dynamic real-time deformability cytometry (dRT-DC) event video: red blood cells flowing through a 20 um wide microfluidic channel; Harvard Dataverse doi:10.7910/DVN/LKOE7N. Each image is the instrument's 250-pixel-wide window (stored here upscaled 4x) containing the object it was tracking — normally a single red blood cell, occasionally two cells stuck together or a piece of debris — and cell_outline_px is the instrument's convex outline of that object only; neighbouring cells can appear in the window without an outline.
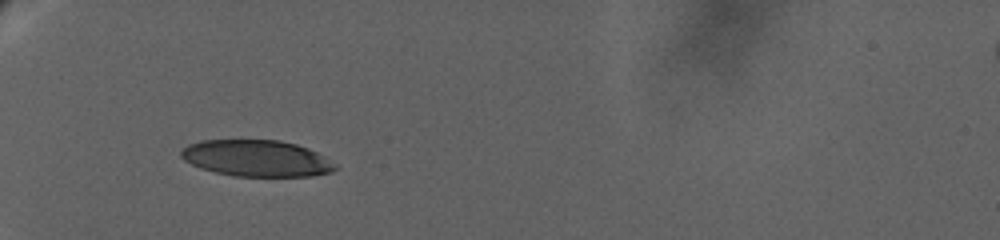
{"species": "human", "species_latin": "Homo sapiens", "temperature_condition": "warm", "stored_images_in_passage": 58, "camera_frame_rate_fps": 3000, "um_per_image_px": 0.085, "donor": {"sex": "female"}, "frame": {"image": 1, "passage_image": 1, "time_ms": 0.0, "image_size_px": [1000, 240], "cell_outline_px": [[336, 168], [332, 172], [312, 176], [236, 176], [216, 172], [200, 168], [184, 160], [180, 156], [180, 152], [188, 144], [200, 140], [280, 140], [296, 144], [308, 148], [324, 156], [336, 164]], "centroid_in_image_um": [21.81, 13.45], "position_along_channel_um": 63.2, "area_um2": 32.71}}
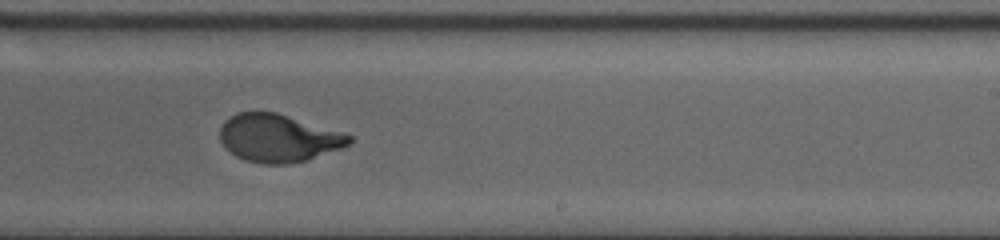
{"frame": {"image": 2, "passage_image": 29, "time_ms": 7.667, "image_size_px": [1000, 240], "cell_outline_px": [[352, 140], [348, 144], [340, 148], [308, 160], [288, 164], [260, 164], [244, 160], [236, 156], [220, 140], [220, 128], [224, 120], [236, 112], [276, 112], [348, 132], [352, 136]], "centroid_in_image_um": [23.7, 11.73], "position_along_channel_um": 265.3, "area_um2": 36.36}}
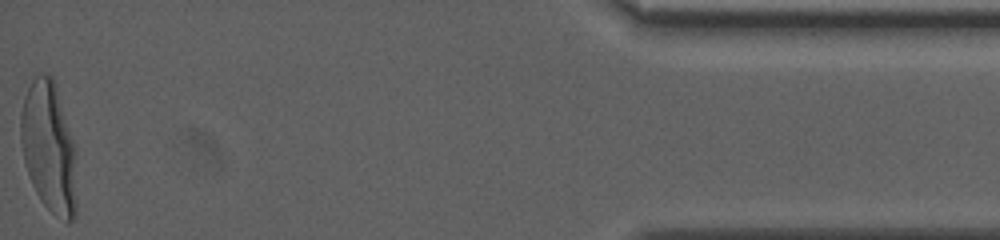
{"frame": {"image": 3, "passage_image": 57, "time_ms": 15.667, "image_size_px": [1000, 240], "cell_outline_px": [[76, 216], [68, 224], [52, 212], [40, 200], [32, 184], [24, 160], [20, 140], [20, 112], [24, 96], [32, 80], [40, 72], [44, 72], [52, 76], [56, 88], [76, 152]], "centroid_in_image_um": [4.15, 12.55], "position_along_channel_um": 431.0, "area_um2": 42.6}, "authors_computed_cell_mechanics": {"area_um2": 36.5296, "velocity_mm_per_s": 2.8939, "shape_relaxation_time_tau1_ms": 5.2132, "shape_relaxation_time_tau2_ms": null, "deformation_change_tau1": 0.2335, "deformation_change_tau2": null}}